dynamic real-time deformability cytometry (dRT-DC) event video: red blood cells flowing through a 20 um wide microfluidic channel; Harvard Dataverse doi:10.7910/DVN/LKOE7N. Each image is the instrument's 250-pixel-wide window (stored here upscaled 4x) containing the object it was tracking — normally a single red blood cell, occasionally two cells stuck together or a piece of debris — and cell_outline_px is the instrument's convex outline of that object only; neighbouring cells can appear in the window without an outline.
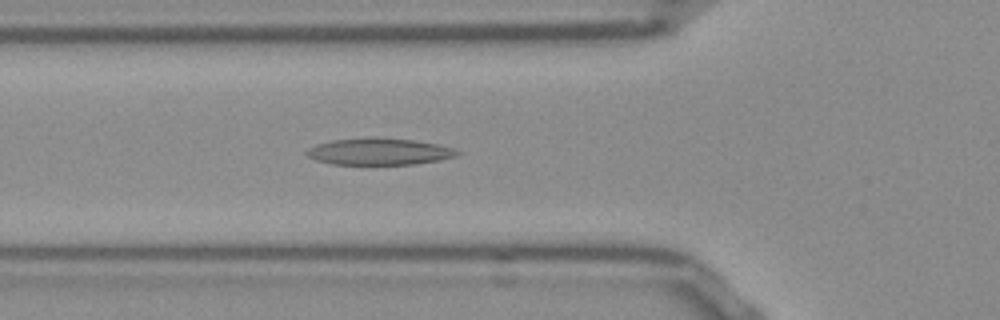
{"species": "Egyptian fruit bat (a non-hibernating species)", "species_latin": "Rousettus aegyptiacus", "temperature_condition": "room temperature", "stored_images_in_passage": 31, "camera_frame_rate_fps": 3000, "um_per_image_px": 0.085, "frame": {"image": 1, "passage_image": 4, "time_ms": 1.0, "image_size_px": [1000, 320], "cell_outline_px": [[460, 152], [456, 156], [440, 160], [412, 164], [332, 164], [316, 160], [308, 156], [304, 152], [308, 148], [316, 144], [332, 140], [412, 140], [436, 144], [456, 148]], "centroid_in_image_um": [32.24, 12.92], "position_along_channel_um": 93.6, "area_um2": 22.43}}
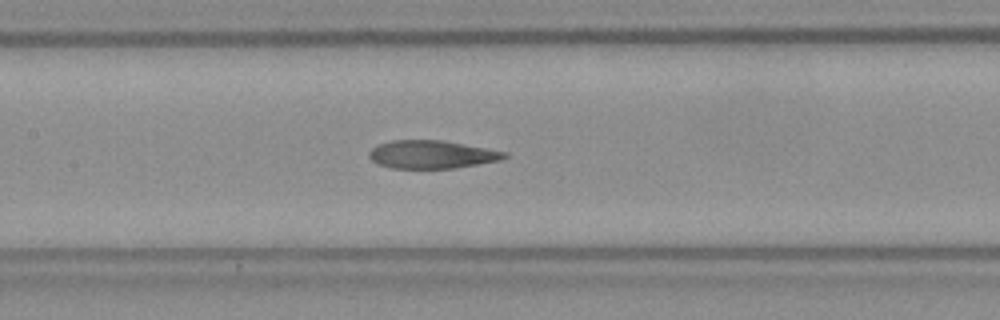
{"frame": {"image": 2, "passage_image": 10, "time_ms": 3.0, "image_size_px": [1000, 320], "cell_outline_px": [[508, 156], [500, 160], [452, 168], [392, 168], [376, 164], [368, 156], [368, 152], [376, 144], [392, 140], [444, 140], [508, 152]], "centroid_in_image_um": [36.66, 13.12], "position_along_channel_um": 170.7, "area_um2": 22.2}}
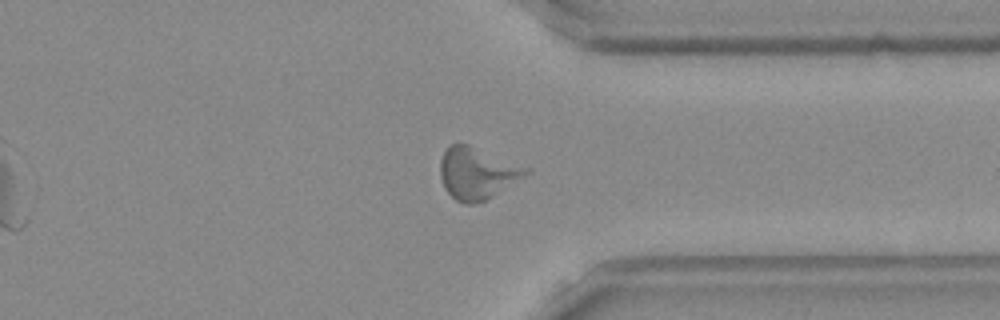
{"frame": {"image": 3, "passage_image": 26, "time_ms": 8.333, "image_size_px": [1000, 320], "cell_outline_px": [[532, 172], [492, 196], [476, 204], [464, 204], [456, 200], [444, 188], [440, 176], [440, 160], [444, 152], [452, 144], [468, 144]], "centroid_in_image_um": [40.47, 14.76], "position_along_channel_um": 370.9, "area_um2": 24.97}, "authors_computed_cell_mechanics": {"area_um2": 22.7154, "velocity_mm_per_s": 3.8153, "shape_relaxation_time_tau1_ms": 8.0687, "shape_relaxation_time_tau2_ms": 4.0557, "deformation_change_tau1": 0.2364, "deformation_change_tau2": 0.1195}}